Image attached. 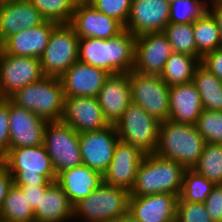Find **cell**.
I'll return each mask as SVG.
<instances>
[{
    "instance_id": "ffe728a7",
    "label": "cell",
    "mask_w": 222,
    "mask_h": 222,
    "mask_svg": "<svg viewBox=\"0 0 222 222\" xmlns=\"http://www.w3.org/2000/svg\"><path fill=\"white\" fill-rule=\"evenodd\" d=\"M109 73L76 61L61 77L65 97H97Z\"/></svg>"
},
{
    "instance_id": "1f68e13d",
    "label": "cell",
    "mask_w": 222,
    "mask_h": 222,
    "mask_svg": "<svg viewBox=\"0 0 222 222\" xmlns=\"http://www.w3.org/2000/svg\"><path fill=\"white\" fill-rule=\"evenodd\" d=\"M214 186L194 169H185L179 197L186 202L204 203Z\"/></svg>"
},
{
    "instance_id": "d590c367",
    "label": "cell",
    "mask_w": 222,
    "mask_h": 222,
    "mask_svg": "<svg viewBox=\"0 0 222 222\" xmlns=\"http://www.w3.org/2000/svg\"><path fill=\"white\" fill-rule=\"evenodd\" d=\"M195 126L205 143L222 145V111L203 110Z\"/></svg>"
},
{
    "instance_id": "8992f818",
    "label": "cell",
    "mask_w": 222,
    "mask_h": 222,
    "mask_svg": "<svg viewBox=\"0 0 222 222\" xmlns=\"http://www.w3.org/2000/svg\"><path fill=\"white\" fill-rule=\"evenodd\" d=\"M130 191L102 183L73 208V219L114 222L129 212Z\"/></svg>"
},
{
    "instance_id": "b9f144b4",
    "label": "cell",
    "mask_w": 222,
    "mask_h": 222,
    "mask_svg": "<svg viewBox=\"0 0 222 222\" xmlns=\"http://www.w3.org/2000/svg\"><path fill=\"white\" fill-rule=\"evenodd\" d=\"M49 182L46 186H17L22 190L23 195H26L28 204L31 206L32 210L35 211L39 208L40 196H43L45 190L52 184Z\"/></svg>"
},
{
    "instance_id": "8fae6325",
    "label": "cell",
    "mask_w": 222,
    "mask_h": 222,
    "mask_svg": "<svg viewBox=\"0 0 222 222\" xmlns=\"http://www.w3.org/2000/svg\"><path fill=\"white\" fill-rule=\"evenodd\" d=\"M44 77L39 58L9 55L0 58V93L9 99L23 87Z\"/></svg>"
},
{
    "instance_id": "8d00e7d4",
    "label": "cell",
    "mask_w": 222,
    "mask_h": 222,
    "mask_svg": "<svg viewBox=\"0 0 222 222\" xmlns=\"http://www.w3.org/2000/svg\"><path fill=\"white\" fill-rule=\"evenodd\" d=\"M96 10L119 21L124 27L130 12L132 0H86Z\"/></svg>"
},
{
    "instance_id": "f6af8a7d",
    "label": "cell",
    "mask_w": 222,
    "mask_h": 222,
    "mask_svg": "<svg viewBox=\"0 0 222 222\" xmlns=\"http://www.w3.org/2000/svg\"><path fill=\"white\" fill-rule=\"evenodd\" d=\"M114 222H140L138 221L130 212L125 215H122Z\"/></svg>"
},
{
    "instance_id": "d4e9b609",
    "label": "cell",
    "mask_w": 222,
    "mask_h": 222,
    "mask_svg": "<svg viewBox=\"0 0 222 222\" xmlns=\"http://www.w3.org/2000/svg\"><path fill=\"white\" fill-rule=\"evenodd\" d=\"M169 107L168 120L182 124H196L200 113L203 111V105L193 82L170 87Z\"/></svg>"
},
{
    "instance_id": "603a6c76",
    "label": "cell",
    "mask_w": 222,
    "mask_h": 222,
    "mask_svg": "<svg viewBox=\"0 0 222 222\" xmlns=\"http://www.w3.org/2000/svg\"><path fill=\"white\" fill-rule=\"evenodd\" d=\"M177 199L168 193L130 196L129 212L140 222H172L176 219Z\"/></svg>"
},
{
    "instance_id": "4fadbf2b",
    "label": "cell",
    "mask_w": 222,
    "mask_h": 222,
    "mask_svg": "<svg viewBox=\"0 0 222 222\" xmlns=\"http://www.w3.org/2000/svg\"><path fill=\"white\" fill-rule=\"evenodd\" d=\"M70 25L79 39H109L124 30V26L119 21L96 10L86 0L77 2Z\"/></svg>"
},
{
    "instance_id": "52a82bcc",
    "label": "cell",
    "mask_w": 222,
    "mask_h": 222,
    "mask_svg": "<svg viewBox=\"0 0 222 222\" xmlns=\"http://www.w3.org/2000/svg\"><path fill=\"white\" fill-rule=\"evenodd\" d=\"M160 123L143 107L131 102L114 126L121 142L148 155L157 147Z\"/></svg>"
},
{
    "instance_id": "7bdbcfd3",
    "label": "cell",
    "mask_w": 222,
    "mask_h": 222,
    "mask_svg": "<svg viewBox=\"0 0 222 222\" xmlns=\"http://www.w3.org/2000/svg\"><path fill=\"white\" fill-rule=\"evenodd\" d=\"M13 185V177L8 171L7 167L0 163V209L3 205L4 199L7 196L9 188Z\"/></svg>"
},
{
    "instance_id": "e575fe53",
    "label": "cell",
    "mask_w": 222,
    "mask_h": 222,
    "mask_svg": "<svg viewBox=\"0 0 222 222\" xmlns=\"http://www.w3.org/2000/svg\"><path fill=\"white\" fill-rule=\"evenodd\" d=\"M207 11L202 0H175L170 3L169 23H193Z\"/></svg>"
},
{
    "instance_id": "7402d4cb",
    "label": "cell",
    "mask_w": 222,
    "mask_h": 222,
    "mask_svg": "<svg viewBox=\"0 0 222 222\" xmlns=\"http://www.w3.org/2000/svg\"><path fill=\"white\" fill-rule=\"evenodd\" d=\"M57 25L56 22L45 20L36 27L9 36L3 41L4 52L14 56L40 58Z\"/></svg>"
},
{
    "instance_id": "ab89813d",
    "label": "cell",
    "mask_w": 222,
    "mask_h": 222,
    "mask_svg": "<svg viewBox=\"0 0 222 222\" xmlns=\"http://www.w3.org/2000/svg\"><path fill=\"white\" fill-rule=\"evenodd\" d=\"M204 206L212 222H222V184L213 187Z\"/></svg>"
},
{
    "instance_id": "ac0fdd59",
    "label": "cell",
    "mask_w": 222,
    "mask_h": 222,
    "mask_svg": "<svg viewBox=\"0 0 222 222\" xmlns=\"http://www.w3.org/2000/svg\"><path fill=\"white\" fill-rule=\"evenodd\" d=\"M145 155L140 149L119 141L112 161L103 173V182L130 191L134 186L138 167Z\"/></svg>"
},
{
    "instance_id": "277c9868",
    "label": "cell",
    "mask_w": 222,
    "mask_h": 222,
    "mask_svg": "<svg viewBox=\"0 0 222 222\" xmlns=\"http://www.w3.org/2000/svg\"><path fill=\"white\" fill-rule=\"evenodd\" d=\"M2 163L16 186H46L56 182L57 175L44 145L9 148Z\"/></svg>"
},
{
    "instance_id": "44dd1931",
    "label": "cell",
    "mask_w": 222,
    "mask_h": 222,
    "mask_svg": "<svg viewBox=\"0 0 222 222\" xmlns=\"http://www.w3.org/2000/svg\"><path fill=\"white\" fill-rule=\"evenodd\" d=\"M44 21L41 13L29 0H0V38L3 41Z\"/></svg>"
},
{
    "instance_id": "836d02e7",
    "label": "cell",
    "mask_w": 222,
    "mask_h": 222,
    "mask_svg": "<svg viewBox=\"0 0 222 222\" xmlns=\"http://www.w3.org/2000/svg\"><path fill=\"white\" fill-rule=\"evenodd\" d=\"M45 20L58 24H70L79 0H29Z\"/></svg>"
},
{
    "instance_id": "e0dca14e",
    "label": "cell",
    "mask_w": 222,
    "mask_h": 222,
    "mask_svg": "<svg viewBox=\"0 0 222 222\" xmlns=\"http://www.w3.org/2000/svg\"><path fill=\"white\" fill-rule=\"evenodd\" d=\"M47 121L9 99L10 148L43 145Z\"/></svg>"
},
{
    "instance_id": "30bf717a",
    "label": "cell",
    "mask_w": 222,
    "mask_h": 222,
    "mask_svg": "<svg viewBox=\"0 0 222 222\" xmlns=\"http://www.w3.org/2000/svg\"><path fill=\"white\" fill-rule=\"evenodd\" d=\"M131 101L140 105L152 117L160 122L169 119L170 87L157 75L129 73Z\"/></svg>"
},
{
    "instance_id": "5b68a950",
    "label": "cell",
    "mask_w": 222,
    "mask_h": 222,
    "mask_svg": "<svg viewBox=\"0 0 222 222\" xmlns=\"http://www.w3.org/2000/svg\"><path fill=\"white\" fill-rule=\"evenodd\" d=\"M64 90L60 78L44 76L18 90L9 99L17 106L33 112L47 122L60 121Z\"/></svg>"
},
{
    "instance_id": "3957f363",
    "label": "cell",
    "mask_w": 222,
    "mask_h": 222,
    "mask_svg": "<svg viewBox=\"0 0 222 222\" xmlns=\"http://www.w3.org/2000/svg\"><path fill=\"white\" fill-rule=\"evenodd\" d=\"M185 168L154 153L145 155L137 170L130 196L174 194L179 197Z\"/></svg>"
},
{
    "instance_id": "6da1fadb",
    "label": "cell",
    "mask_w": 222,
    "mask_h": 222,
    "mask_svg": "<svg viewBox=\"0 0 222 222\" xmlns=\"http://www.w3.org/2000/svg\"><path fill=\"white\" fill-rule=\"evenodd\" d=\"M136 37L124 29L109 39L81 38L78 60L109 74L130 73L134 69Z\"/></svg>"
},
{
    "instance_id": "5bb4252c",
    "label": "cell",
    "mask_w": 222,
    "mask_h": 222,
    "mask_svg": "<svg viewBox=\"0 0 222 222\" xmlns=\"http://www.w3.org/2000/svg\"><path fill=\"white\" fill-rule=\"evenodd\" d=\"M173 53L163 32L145 33L136 37L134 69L140 74L160 76Z\"/></svg>"
},
{
    "instance_id": "4316f807",
    "label": "cell",
    "mask_w": 222,
    "mask_h": 222,
    "mask_svg": "<svg viewBox=\"0 0 222 222\" xmlns=\"http://www.w3.org/2000/svg\"><path fill=\"white\" fill-rule=\"evenodd\" d=\"M192 82L200 94L203 110L222 111V80L200 63Z\"/></svg>"
},
{
    "instance_id": "2e32d148",
    "label": "cell",
    "mask_w": 222,
    "mask_h": 222,
    "mask_svg": "<svg viewBox=\"0 0 222 222\" xmlns=\"http://www.w3.org/2000/svg\"><path fill=\"white\" fill-rule=\"evenodd\" d=\"M60 121L78 133L99 131L110 125L96 97H65Z\"/></svg>"
},
{
    "instance_id": "ee69618b",
    "label": "cell",
    "mask_w": 222,
    "mask_h": 222,
    "mask_svg": "<svg viewBox=\"0 0 222 222\" xmlns=\"http://www.w3.org/2000/svg\"><path fill=\"white\" fill-rule=\"evenodd\" d=\"M208 12L213 16V18L217 23V27L221 38V47H222V5H216L210 7L208 8Z\"/></svg>"
},
{
    "instance_id": "f1b7e54d",
    "label": "cell",
    "mask_w": 222,
    "mask_h": 222,
    "mask_svg": "<svg viewBox=\"0 0 222 222\" xmlns=\"http://www.w3.org/2000/svg\"><path fill=\"white\" fill-rule=\"evenodd\" d=\"M193 32L197 46V59L200 62L206 54L221 47L217 23L208 11L193 22Z\"/></svg>"
},
{
    "instance_id": "60d3db41",
    "label": "cell",
    "mask_w": 222,
    "mask_h": 222,
    "mask_svg": "<svg viewBox=\"0 0 222 222\" xmlns=\"http://www.w3.org/2000/svg\"><path fill=\"white\" fill-rule=\"evenodd\" d=\"M200 63L222 80V47L206 54Z\"/></svg>"
},
{
    "instance_id": "9c48e42d",
    "label": "cell",
    "mask_w": 222,
    "mask_h": 222,
    "mask_svg": "<svg viewBox=\"0 0 222 222\" xmlns=\"http://www.w3.org/2000/svg\"><path fill=\"white\" fill-rule=\"evenodd\" d=\"M43 145L56 175L82 165L79 133L62 121L47 122Z\"/></svg>"
},
{
    "instance_id": "f35d334b",
    "label": "cell",
    "mask_w": 222,
    "mask_h": 222,
    "mask_svg": "<svg viewBox=\"0 0 222 222\" xmlns=\"http://www.w3.org/2000/svg\"><path fill=\"white\" fill-rule=\"evenodd\" d=\"M10 148L9 136V99L0 102V157L2 158Z\"/></svg>"
},
{
    "instance_id": "7c38bea8",
    "label": "cell",
    "mask_w": 222,
    "mask_h": 222,
    "mask_svg": "<svg viewBox=\"0 0 222 222\" xmlns=\"http://www.w3.org/2000/svg\"><path fill=\"white\" fill-rule=\"evenodd\" d=\"M119 141L114 125L99 131L79 133L82 164L103 175L112 161Z\"/></svg>"
},
{
    "instance_id": "7dc6e473",
    "label": "cell",
    "mask_w": 222,
    "mask_h": 222,
    "mask_svg": "<svg viewBox=\"0 0 222 222\" xmlns=\"http://www.w3.org/2000/svg\"><path fill=\"white\" fill-rule=\"evenodd\" d=\"M4 51V44H3V40L0 38V58L3 54Z\"/></svg>"
},
{
    "instance_id": "f546056e",
    "label": "cell",
    "mask_w": 222,
    "mask_h": 222,
    "mask_svg": "<svg viewBox=\"0 0 222 222\" xmlns=\"http://www.w3.org/2000/svg\"><path fill=\"white\" fill-rule=\"evenodd\" d=\"M0 222H35L34 211L26 195L14 184L9 188L0 209Z\"/></svg>"
},
{
    "instance_id": "cb8c5ba5",
    "label": "cell",
    "mask_w": 222,
    "mask_h": 222,
    "mask_svg": "<svg viewBox=\"0 0 222 222\" xmlns=\"http://www.w3.org/2000/svg\"><path fill=\"white\" fill-rule=\"evenodd\" d=\"M56 182L63 188L74 207L103 183V175L82 164L59 172Z\"/></svg>"
},
{
    "instance_id": "74e56055",
    "label": "cell",
    "mask_w": 222,
    "mask_h": 222,
    "mask_svg": "<svg viewBox=\"0 0 222 222\" xmlns=\"http://www.w3.org/2000/svg\"><path fill=\"white\" fill-rule=\"evenodd\" d=\"M176 219L179 222H212L204 203L186 202L180 197L176 203Z\"/></svg>"
},
{
    "instance_id": "c3c4849f",
    "label": "cell",
    "mask_w": 222,
    "mask_h": 222,
    "mask_svg": "<svg viewBox=\"0 0 222 222\" xmlns=\"http://www.w3.org/2000/svg\"><path fill=\"white\" fill-rule=\"evenodd\" d=\"M4 98L1 96V93H0V102L3 100Z\"/></svg>"
},
{
    "instance_id": "bcb514c9",
    "label": "cell",
    "mask_w": 222,
    "mask_h": 222,
    "mask_svg": "<svg viewBox=\"0 0 222 222\" xmlns=\"http://www.w3.org/2000/svg\"><path fill=\"white\" fill-rule=\"evenodd\" d=\"M204 2V4L206 5V7L208 8L216 6V5H222V0H202ZM209 1V3H208Z\"/></svg>"
},
{
    "instance_id": "83f0119b",
    "label": "cell",
    "mask_w": 222,
    "mask_h": 222,
    "mask_svg": "<svg viewBox=\"0 0 222 222\" xmlns=\"http://www.w3.org/2000/svg\"><path fill=\"white\" fill-rule=\"evenodd\" d=\"M199 64L200 61L192 55L173 52L160 77L169 87L192 82L194 71Z\"/></svg>"
},
{
    "instance_id": "7a4b0ae2",
    "label": "cell",
    "mask_w": 222,
    "mask_h": 222,
    "mask_svg": "<svg viewBox=\"0 0 222 222\" xmlns=\"http://www.w3.org/2000/svg\"><path fill=\"white\" fill-rule=\"evenodd\" d=\"M205 145L195 125L166 120L160 123L158 143L154 154L171 159L185 169H193Z\"/></svg>"
},
{
    "instance_id": "ba28073f",
    "label": "cell",
    "mask_w": 222,
    "mask_h": 222,
    "mask_svg": "<svg viewBox=\"0 0 222 222\" xmlns=\"http://www.w3.org/2000/svg\"><path fill=\"white\" fill-rule=\"evenodd\" d=\"M78 43L79 37L70 24H58L39 58L43 75L60 78L78 61Z\"/></svg>"
},
{
    "instance_id": "d6986e66",
    "label": "cell",
    "mask_w": 222,
    "mask_h": 222,
    "mask_svg": "<svg viewBox=\"0 0 222 222\" xmlns=\"http://www.w3.org/2000/svg\"><path fill=\"white\" fill-rule=\"evenodd\" d=\"M96 98L107 122L115 125L132 102L129 73L109 74Z\"/></svg>"
},
{
    "instance_id": "9a60e30c",
    "label": "cell",
    "mask_w": 222,
    "mask_h": 222,
    "mask_svg": "<svg viewBox=\"0 0 222 222\" xmlns=\"http://www.w3.org/2000/svg\"><path fill=\"white\" fill-rule=\"evenodd\" d=\"M170 3L166 0H132L124 27L135 37L163 32L169 24Z\"/></svg>"
},
{
    "instance_id": "4dcf8cb0",
    "label": "cell",
    "mask_w": 222,
    "mask_h": 222,
    "mask_svg": "<svg viewBox=\"0 0 222 222\" xmlns=\"http://www.w3.org/2000/svg\"><path fill=\"white\" fill-rule=\"evenodd\" d=\"M193 169L215 185L222 184V145L205 143Z\"/></svg>"
},
{
    "instance_id": "484cf974",
    "label": "cell",
    "mask_w": 222,
    "mask_h": 222,
    "mask_svg": "<svg viewBox=\"0 0 222 222\" xmlns=\"http://www.w3.org/2000/svg\"><path fill=\"white\" fill-rule=\"evenodd\" d=\"M73 208L63 188L53 182L40 196L39 208L34 211L35 222H72Z\"/></svg>"
},
{
    "instance_id": "d6a6232c",
    "label": "cell",
    "mask_w": 222,
    "mask_h": 222,
    "mask_svg": "<svg viewBox=\"0 0 222 222\" xmlns=\"http://www.w3.org/2000/svg\"><path fill=\"white\" fill-rule=\"evenodd\" d=\"M163 33L171 44L173 52L185 53L197 58V46L194 39L193 23H169Z\"/></svg>"
}]
</instances>
